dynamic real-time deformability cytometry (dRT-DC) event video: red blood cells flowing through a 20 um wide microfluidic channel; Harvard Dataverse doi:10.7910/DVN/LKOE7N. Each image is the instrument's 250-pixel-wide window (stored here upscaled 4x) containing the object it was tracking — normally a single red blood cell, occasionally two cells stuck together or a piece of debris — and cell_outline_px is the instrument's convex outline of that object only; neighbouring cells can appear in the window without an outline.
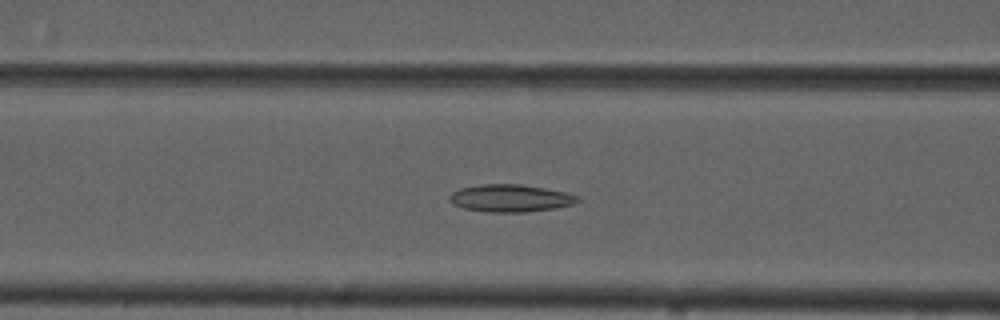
{"species": "common noctule bat (a hibernating species)", "species_latin": "Nyctalus noctula", "temperature_condition": "cold", "stored_images_in_passage": 46, "camera_frame_rate_fps": 3000, "um_per_image_px": 0.085, "animal": {"sex": "male", "forearm_length_mm": 52.5}, "frame": {"image": 1, "passage_image": 13, "time_ms": 4.0, "image_size_px": [1000, 320], "cell_outline_px": [[580, 200], [572, 204], [556, 208], [524, 212], [488, 212], [464, 208], [456, 204], [448, 196], [452, 192], [460, 188], [480, 184], [524, 184], [564, 192], [576, 196]], "centroid_in_image_um": [43.38, 16.84], "position_along_channel_um": 123.2, "area_um2": 20.23}}
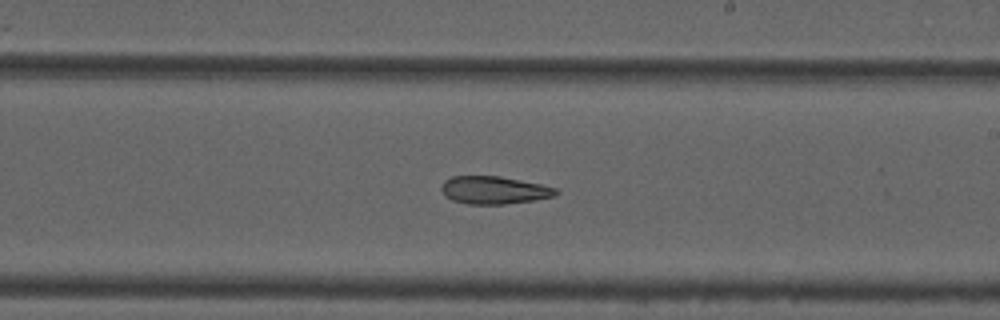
{"frame": {"image": 2, "passage_image": 23, "time_ms": 7.333, "image_size_px": [1000, 320], "cell_outline_px": [[560, 192], [556, 196], [536, 200], [504, 204], [468, 204], [452, 200], [444, 196], [440, 188], [444, 180], [452, 176], [500, 176], [540, 184], [556, 188]], "centroid_in_image_um": [41.99, 16.16], "position_along_channel_um": 247.0, "area_um2": 18.67}}
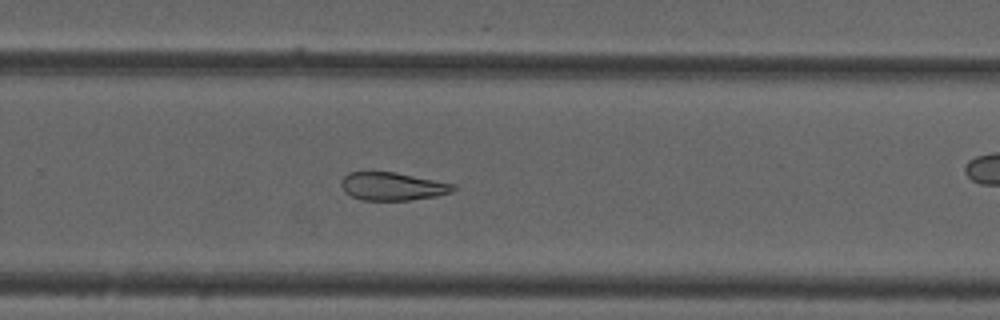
{"frame": {"image": 3, "passage_image": 27, "time_ms": 8.667, "image_size_px": [1000, 320], "cell_outline_px": [[456, 188], [452, 192], [436, 196], [412, 200], [360, 200], [344, 192], [340, 184], [340, 180], [348, 172], [396, 172], [456, 184]], "centroid_in_image_um": [33.36, 15.84], "position_along_channel_um": 296.4, "area_um2": 18.5}, "authors_computed_cell_mechanics": {"area_um2": 21.3571, "velocity_mm_per_s": 3.7238, "shape_relaxation_time_tau1_ms": null, "shape_relaxation_time_tau2_ms": 6.3871, "deformation_change_tau1": null, "deformation_change_tau2": 0.1457}}